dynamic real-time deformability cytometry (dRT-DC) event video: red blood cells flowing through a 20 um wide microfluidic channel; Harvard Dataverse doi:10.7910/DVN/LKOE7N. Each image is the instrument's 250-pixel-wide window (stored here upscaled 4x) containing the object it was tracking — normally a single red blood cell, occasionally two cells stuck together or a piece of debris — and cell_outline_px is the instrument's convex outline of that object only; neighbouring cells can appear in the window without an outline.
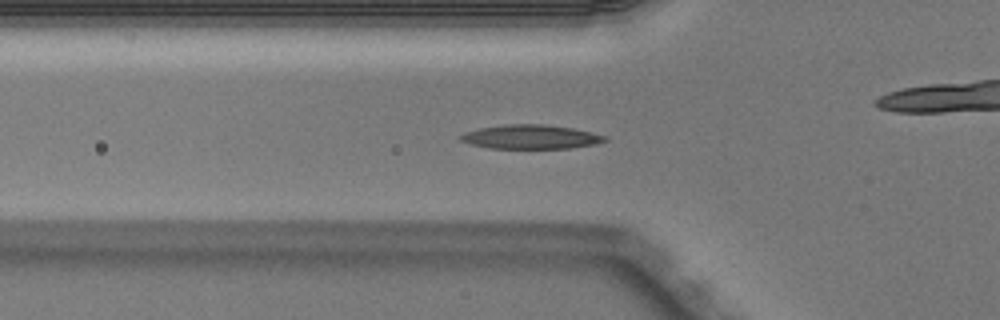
{"species": "Egyptian fruit bat (a non-hibernating species)", "species_latin": "Rousettus aegyptiacus", "temperature_condition": "warm", "stored_images_in_passage": 45, "camera_frame_rate_fps": 3000, "um_per_image_px": 0.085, "animal": {"sex": "male"}, "frame": {"image": 1, "passage_image": 17, "time_ms": 5.333, "image_size_px": [1000, 320], "cell_outline_px": [[608, 140], [596, 144], [572, 148], [492, 148], [472, 144], [460, 140], [460, 136], [464, 132], [480, 128], [504, 124], [544, 124], [572, 128], [592, 132], [608, 136]], "centroid_in_image_um": [45.17, 11.63], "position_along_channel_um": 80.6, "area_um2": 20.23}}
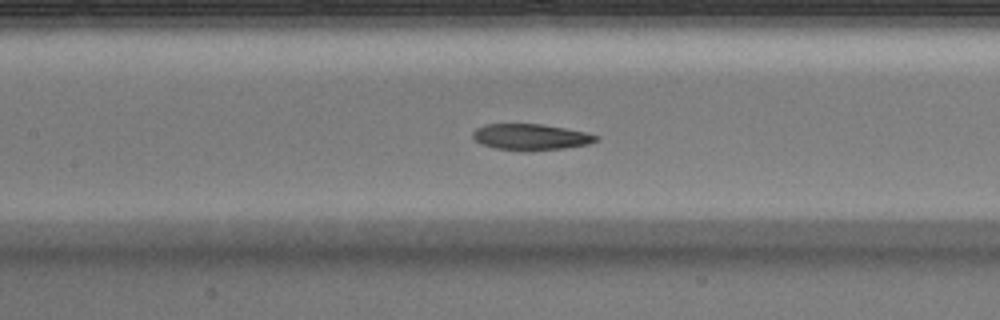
{"frame": {"image": 2, "passage_image": 23, "time_ms": 7.333, "image_size_px": [1000, 320], "cell_outline_px": [[600, 140], [588, 144], [564, 148], [496, 148], [480, 144], [472, 136], [472, 132], [476, 128], [484, 124], [540, 124], [564, 128], [584, 132], [600, 136]], "centroid_in_image_um": [45.11, 11.6], "position_along_channel_um": 162.3, "area_um2": 17.98}}
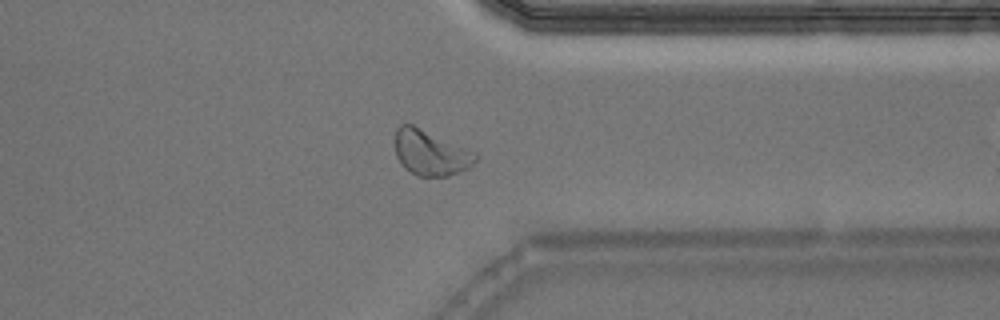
{"frame": {"image": 3, "passage_image": 39, "time_ms": 12.667, "image_size_px": [1000, 320], "cell_outline_px": [[480, 156], [468, 168], [460, 172], [448, 176], [416, 176], [404, 168], [400, 164], [396, 156], [396, 128], [400, 124], [412, 124], [476, 152]], "centroid_in_image_um": [36.6, 13.0], "position_along_channel_um": 374.8, "area_um2": 21.33}, "authors_computed_cell_mechanics": {"area_um2": 19.074, "velocity_mm_per_s": 4.0268, "shape_relaxation_time_tau1_ms": 6.467, "shape_relaxation_time_tau2_ms": 3.431, "deformation_change_tau1": 0.2214, "deformation_change_tau2": 0.0887}}